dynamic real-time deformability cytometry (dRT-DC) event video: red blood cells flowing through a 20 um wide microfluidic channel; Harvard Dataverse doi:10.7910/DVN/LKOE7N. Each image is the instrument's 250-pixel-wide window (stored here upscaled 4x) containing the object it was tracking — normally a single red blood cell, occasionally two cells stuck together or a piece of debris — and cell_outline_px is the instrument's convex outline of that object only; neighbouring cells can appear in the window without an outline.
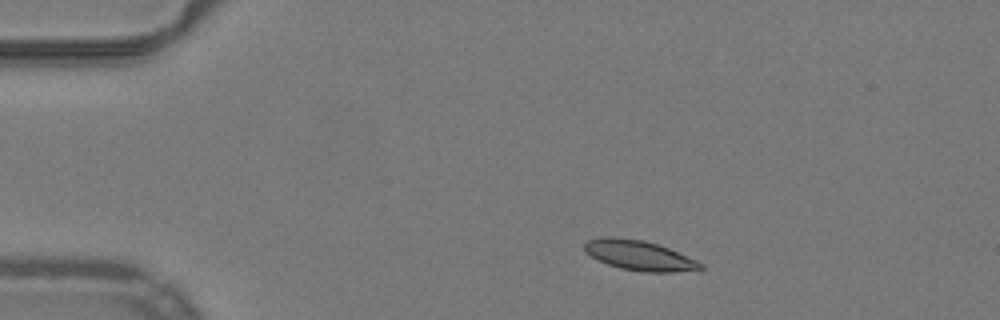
{"species": "common noctule bat (a hibernating species)", "species_latin": "Nyctalus noctula", "temperature_condition": "warm", "stored_images_in_passage": 43, "camera_frame_rate_fps": 3000, "um_per_image_px": 0.085, "animal": {"sex": "male", "body_mass_g": 19.2, "forearm_length_mm": 51.8}, "frame": {"image": 1, "passage_image": 1, "time_ms": 0.0, "image_size_px": [1000, 320], "cell_outline_px": [[704, 268], [672, 272], [644, 272], [620, 268], [608, 264], [592, 256], [584, 248], [584, 244], [588, 240], [604, 236], [612, 236], [644, 240], [668, 248], [696, 260], [704, 264]], "centroid_in_image_um": [54.33, 21.7], "position_along_channel_um": 30.7, "area_um2": 19.94}}
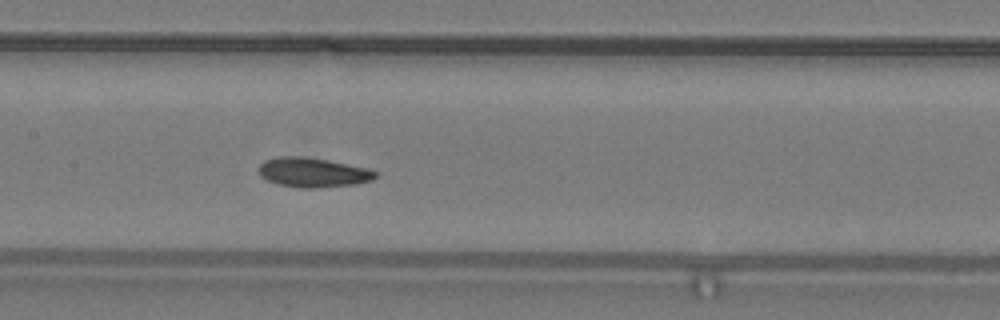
{"frame": {"image": 2, "passage_image": 17, "time_ms": 5.333, "image_size_px": [1000, 320], "cell_outline_px": [[376, 176], [372, 180], [356, 184], [316, 188], [300, 188], [276, 184], [260, 176], [260, 164], [264, 160], [280, 156], [304, 156], [328, 160], [368, 168], [376, 172]], "centroid_in_image_um": [26.59, 14.66], "position_along_channel_um": 180.8, "area_um2": 20.11}}
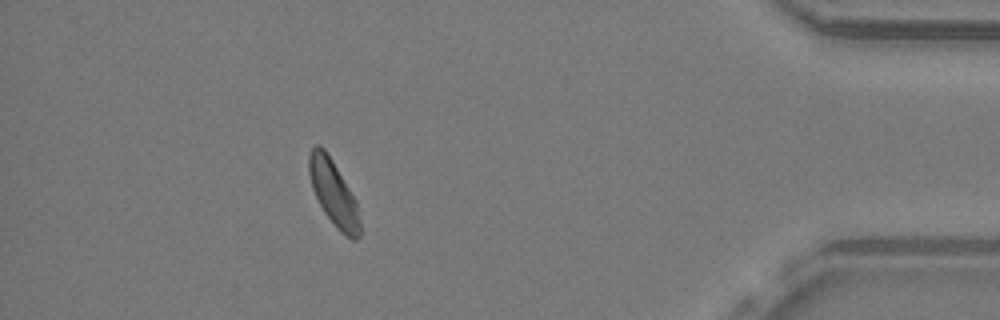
{"frame": {"image": 3, "passage_image": 38, "time_ms": 12.333, "image_size_px": [1000, 320], "cell_outline_px": [[360, 236], [356, 240], [352, 240], [340, 232], [336, 228], [324, 212], [312, 188], [308, 172], [308, 156], [312, 148], [316, 144], [320, 144], [324, 148], [332, 160], [356, 200], [360, 224]], "centroid_in_image_um": [28.34, 16.41], "position_along_channel_um": 406.9, "area_um2": 19.31}, "authors_computed_cell_mechanics": {"area_um2": 19.5942, "velocity_mm_per_s": 3.9439, "shape_relaxation_time_tau1_ms": null, "shape_relaxation_time_tau2_ms": 7.1648, "deformation_change_tau1": null, "deformation_change_tau2": 0.1339}}